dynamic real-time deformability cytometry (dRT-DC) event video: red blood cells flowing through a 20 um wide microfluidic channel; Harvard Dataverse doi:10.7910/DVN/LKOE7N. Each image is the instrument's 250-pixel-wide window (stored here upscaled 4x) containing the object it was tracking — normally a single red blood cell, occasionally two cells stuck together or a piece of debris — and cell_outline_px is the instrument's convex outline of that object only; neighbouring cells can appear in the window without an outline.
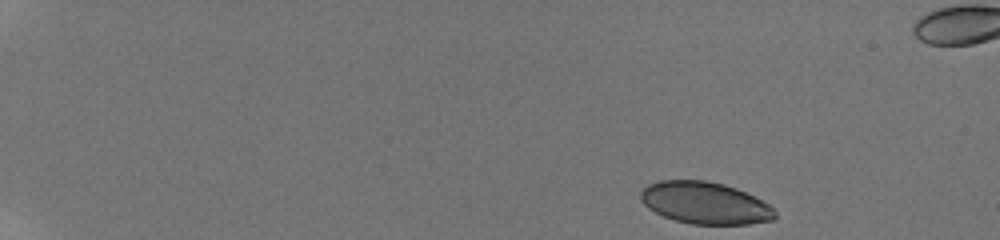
{"species": "human", "species_latin": "Homo sapiens", "temperature_condition": "room temperature", "stored_images_in_passage": 15, "camera_frame_rate_fps": 3000, "um_per_image_px": 0.085, "donor": {"sex": "male"}, "frame": {"image": 1, "passage_image": 1, "time_ms": 0.0, "image_size_px": [1000, 240], "cell_outline_px": [[776, 216], [772, 220], [748, 224], [692, 224], [676, 220], [664, 216], [648, 208], [640, 200], [640, 192], [648, 184], [660, 180], [704, 180], [724, 184], [736, 188], [768, 204], [776, 212]], "centroid_in_image_um": [59.9, 17.25], "position_along_channel_um": 25.1, "area_um2": 32.66}}
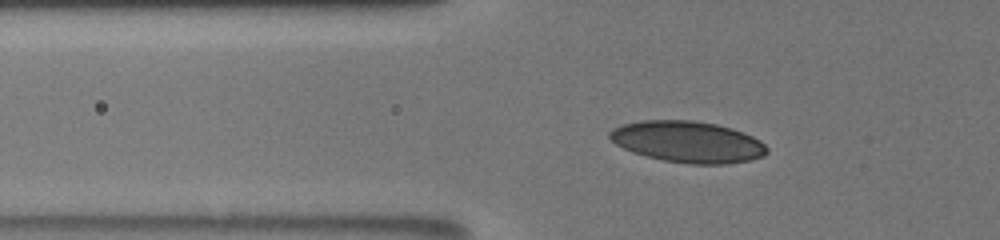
{"frame": {"image": 2, "passage_image": 13, "time_ms": 4.667, "image_size_px": [1000, 240], "cell_outline_px": [[768, 152], [764, 156], [748, 160], [728, 164], [688, 164], [664, 160], [632, 152], [616, 144], [608, 136], [608, 132], [612, 128], [624, 124], [640, 120], [692, 120], [716, 124], [732, 128], [744, 132], [760, 140], [768, 148]], "centroid_in_image_um": [58.47, 12.05], "position_along_channel_um": 67.3, "area_um2": 37.97}}